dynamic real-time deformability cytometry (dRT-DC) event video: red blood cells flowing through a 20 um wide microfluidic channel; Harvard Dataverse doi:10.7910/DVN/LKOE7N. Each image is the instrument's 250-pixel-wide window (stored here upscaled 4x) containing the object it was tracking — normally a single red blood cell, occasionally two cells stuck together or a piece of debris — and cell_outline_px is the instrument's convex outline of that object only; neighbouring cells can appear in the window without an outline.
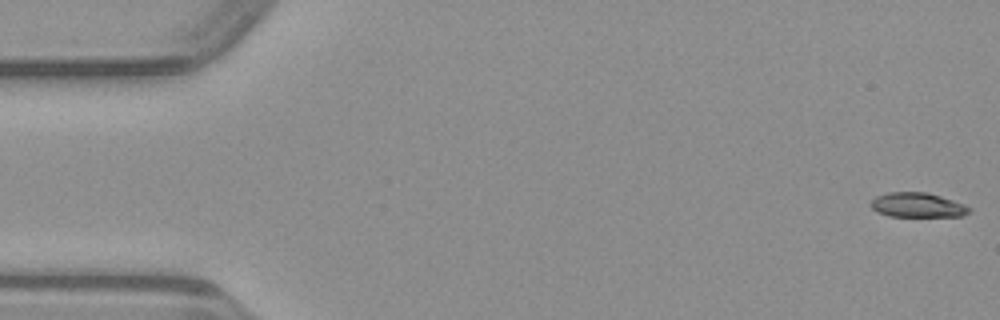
{"species": "common noctule bat (a hibernating species)", "species_latin": "Nyctalus noctula", "temperature_condition": "warm", "stored_images_in_passage": 49, "camera_frame_rate_fps": 3000, "um_per_image_px": 0.085, "animal": {"sex": "male", "body_mass_g": 23.1, "forearm_length_mm": 52.7}, "frame": {"image": 1, "passage_image": 1, "time_ms": 0.0, "image_size_px": [1000, 320], "cell_outline_px": [[972, 208], [968, 212], [960, 216], [888, 216], [876, 212], [872, 208], [872, 200], [876, 196], [888, 192], [928, 192], [964, 204]], "centroid_in_image_um": [77.97, 17.42], "position_along_channel_um": 7.0, "area_um2": 13.99}}
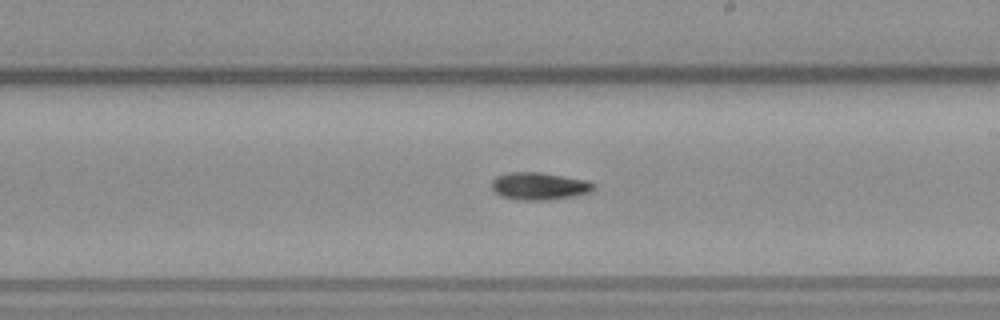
{"frame": {"image": 2, "passage_image": 28, "time_ms": 9.0, "image_size_px": [1000, 320], "cell_outline_px": [[596, 188], [588, 192], [572, 196], [544, 200], [516, 200], [500, 196], [492, 188], [492, 180], [496, 176], [508, 172], [540, 172], [588, 180], [596, 184]], "centroid_in_image_um": [45.82, 15.81], "position_along_channel_um": 243.2, "area_um2": 16.36}}
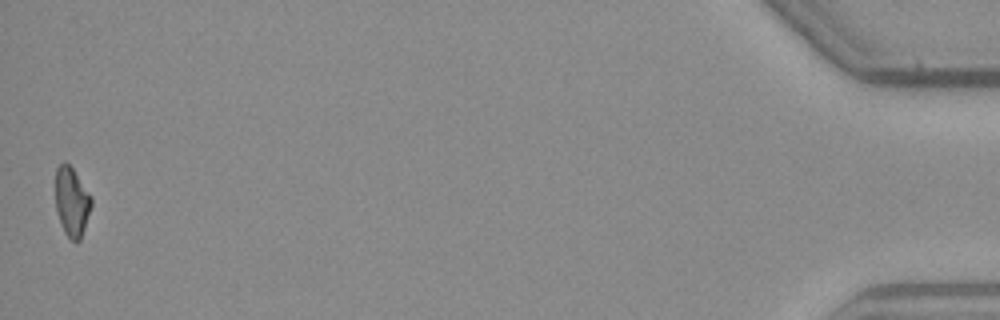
{"frame": {"image": 3, "passage_image": 49, "time_ms": 16.0, "image_size_px": [1000, 320], "cell_outline_px": [[92, 204], [80, 240], [72, 240], [64, 232], [60, 224], [56, 208], [56, 168], [64, 160], [72, 168], [92, 196]], "centroid_in_image_um": [6.1, 17.13], "position_along_channel_um": 429.1, "area_um2": 14.33}}